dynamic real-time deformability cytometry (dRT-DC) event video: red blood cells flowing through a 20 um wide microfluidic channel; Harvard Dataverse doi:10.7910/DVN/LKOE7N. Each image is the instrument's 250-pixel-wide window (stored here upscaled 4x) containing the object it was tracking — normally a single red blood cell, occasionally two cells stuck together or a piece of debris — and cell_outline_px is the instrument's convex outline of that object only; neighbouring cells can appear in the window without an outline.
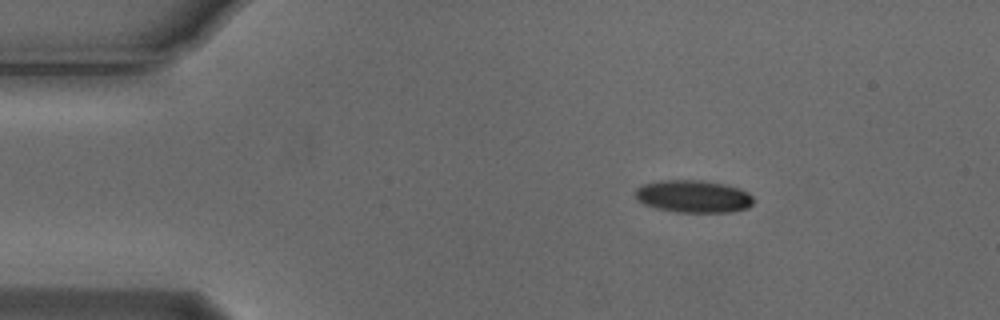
{"species": "Egyptian fruit bat (a non-hibernating species)", "species_latin": "Rousettus aegyptiacus", "temperature_condition": "cold", "stored_images_in_passage": 47, "camera_frame_rate_fps": 3000, "um_per_image_px": 0.085, "animal": {"sex": "male"}, "frame": {"image": 1, "passage_image": 1, "time_ms": 0.0, "image_size_px": [1000, 320], "cell_outline_px": [[756, 200], [748, 208], [728, 212], [676, 212], [656, 208], [644, 204], [636, 200], [636, 188], [640, 184], [660, 180], [704, 180], [724, 184], [740, 188], [748, 192]], "centroid_in_image_um": [58.93, 16.68], "position_along_channel_um": 26.1, "area_um2": 22.66}}
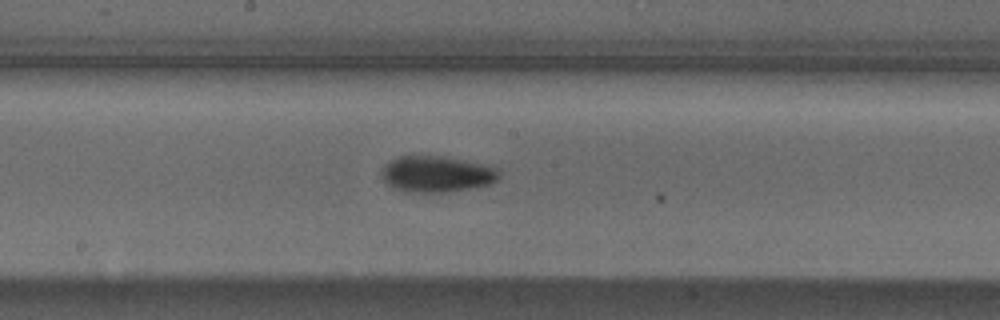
{"frame": {"image": 2, "passage_image": 21, "time_ms": 6.667, "image_size_px": [1000, 320], "cell_outline_px": [[500, 176], [492, 184], [476, 188], [448, 192], [404, 192], [392, 188], [380, 176], [380, 168], [384, 164], [400, 156], [444, 156], [484, 164], [496, 168], [500, 172]], "centroid_in_image_um": [37.1, 14.81], "position_along_channel_um": 211.1, "area_um2": 25.2}}
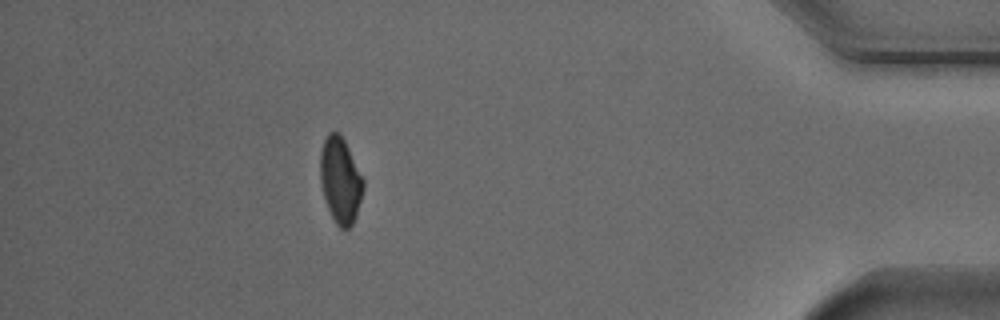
{"frame": {"image": 3, "passage_image": 41, "time_ms": 13.333, "image_size_px": [1000, 320], "cell_outline_px": [[364, 188], [356, 216], [352, 224], [348, 228], [340, 228], [336, 224], [328, 208], [324, 196], [320, 180], [320, 152], [324, 140], [328, 132], [340, 132], [364, 180]], "centroid_in_image_um": [28.93, 15.31], "position_along_channel_um": 406.3, "area_um2": 21.39}, "authors_computed_cell_mechanics": {"area_um2": 22.9466, "velocity_mm_per_s": 3.7345, "shape_relaxation_time_tau1_ms": 2.0484, "shape_relaxation_time_tau2_ms": null, "deformation_change_tau1": 0.1073, "deformation_change_tau2": null}}